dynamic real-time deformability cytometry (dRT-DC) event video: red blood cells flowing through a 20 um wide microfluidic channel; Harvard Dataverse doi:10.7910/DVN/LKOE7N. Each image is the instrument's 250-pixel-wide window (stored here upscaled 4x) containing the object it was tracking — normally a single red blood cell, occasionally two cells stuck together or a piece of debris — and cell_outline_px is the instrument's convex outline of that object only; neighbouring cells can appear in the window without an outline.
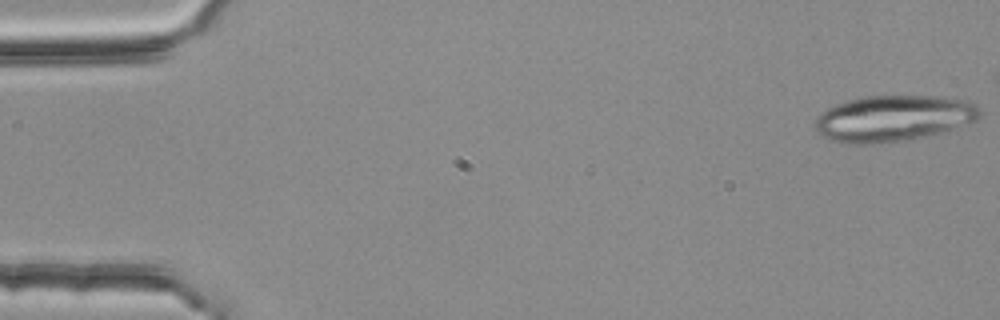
{"species": "common noctule bat (a hibernating species)", "species_latin": "Nyctalus noctula", "temperature_condition": "room temperature", "stored_images_in_passage": 18, "camera_frame_rate_fps": 3000, "um_per_image_px": 0.085, "animal": {"sex": "female", "body_mass_g": 25.1}, "frame": {"image": 1, "passage_image": 1, "time_ms": 0.0, "image_size_px": [1000, 320], "cell_outline_px": [[980, 116], [976, 120], [952, 128], [924, 136], [904, 140], [872, 144], [848, 144], [832, 140], [816, 132], [812, 124], [816, 116], [820, 112], [836, 104], [860, 96], [932, 96], [964, 100], [976, 104], [980, 108]], "centroid_in_image_um": [75.85, 10.05], "position_along_channel_um": 9.2, "area_um2": 44.1}}